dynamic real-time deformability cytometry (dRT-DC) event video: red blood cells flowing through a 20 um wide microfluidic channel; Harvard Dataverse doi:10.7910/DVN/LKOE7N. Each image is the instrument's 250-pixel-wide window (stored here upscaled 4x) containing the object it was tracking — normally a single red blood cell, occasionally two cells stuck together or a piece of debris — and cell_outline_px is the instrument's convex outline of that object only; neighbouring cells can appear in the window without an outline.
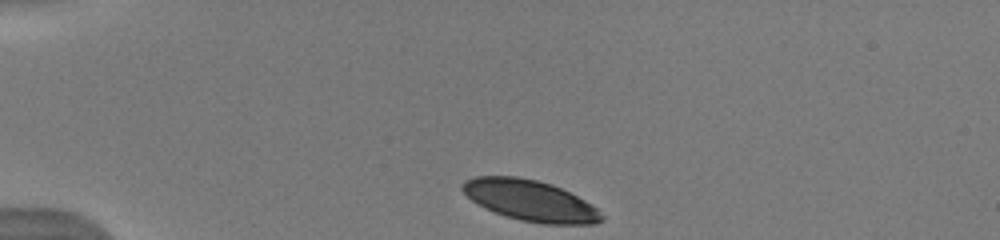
{"species": "human", "species_latin": "Homo sapiens", "temperature_condition": "warm", "stored_images_in_passage": 41, "camera_frame_rate_fps": 3000, "um_per_image_px": 0.085, "donor": {"sex": "male"}, "frame": {"image": 1, "passage_image": 1, "time_ms": 0.0, "image_size_px": [1000, 240], "cell_outline_px": [[604, 220], [596, 224], [544, 224], [520, 220], [484, 208], [472, 200], [460, 188], [464, 180], [476, 176], [516, 176], [536, 180], [552, 184], [592, 204], [604, 216]], "centroid_in_image_um": [45.08, 17.05], "position_along_channel_um": 39.9, "area_um2": 33.0}}
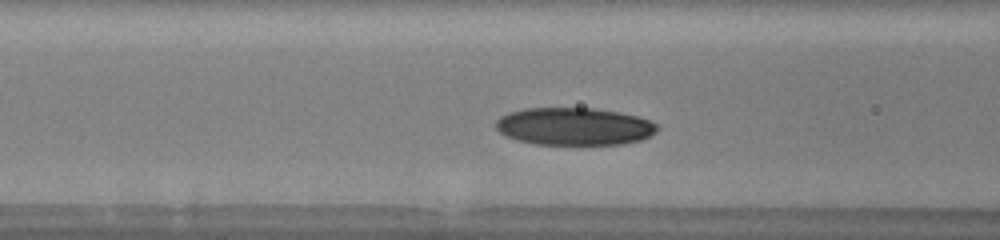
{"frame": {"image": 2, "passage_image": 11, "time_ms": 3.333, "image_size_px": [1000, 240], "cell_outline_px": [[660, 128], [656, 132], [640, 140], [624, 144], [536, 144], [520, 140], [508, 136], [500, 132], [496, 128], [496, 120], [500, 116], [508, 112], [524, 108], [596, 108], [620, 112], [636, 116], [648, 120], [656, 124]], "centroid_in_image_um": [48.81, 10.73], "position_along_channel_um": 117.8, "area_um2": 35.26}}
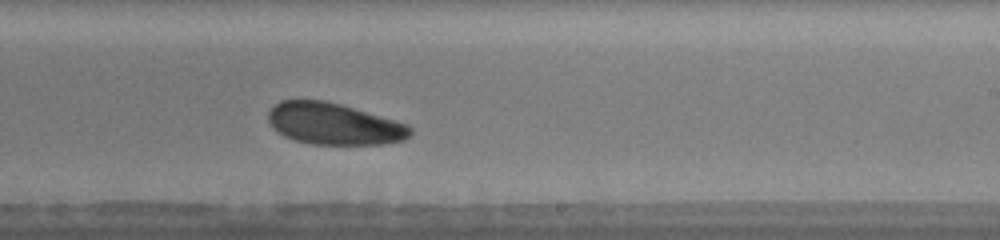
{"frame": {"image": 3, "passage_image": 22, "time_ms": 7.0, "image_size_px": [1000, 240], "cell_outline_px": [[412, 136], [404, 140], [384, 144], [312, 144], [292, 140], [276, 132], [268, 120], [268, 112], [280, 100], [324, 100], [340, 104], [408, 124], [412, 128]], "centroid_in_image_um": [28.38, 10.54], "position_along_channel_um": 260.6, "area_um2": 34.51}, "authors_computed_cell_mechanics": {"area_um2": 35.1424, "velocity_mm_per_s": 3.9019, "shape_relaxation_time_tau1_ms": 2.6198, "shape_relaxation_time_tau2_ms": null, "deformation_change_tau1": 0.0869, "deformation_change_tau2": null}}